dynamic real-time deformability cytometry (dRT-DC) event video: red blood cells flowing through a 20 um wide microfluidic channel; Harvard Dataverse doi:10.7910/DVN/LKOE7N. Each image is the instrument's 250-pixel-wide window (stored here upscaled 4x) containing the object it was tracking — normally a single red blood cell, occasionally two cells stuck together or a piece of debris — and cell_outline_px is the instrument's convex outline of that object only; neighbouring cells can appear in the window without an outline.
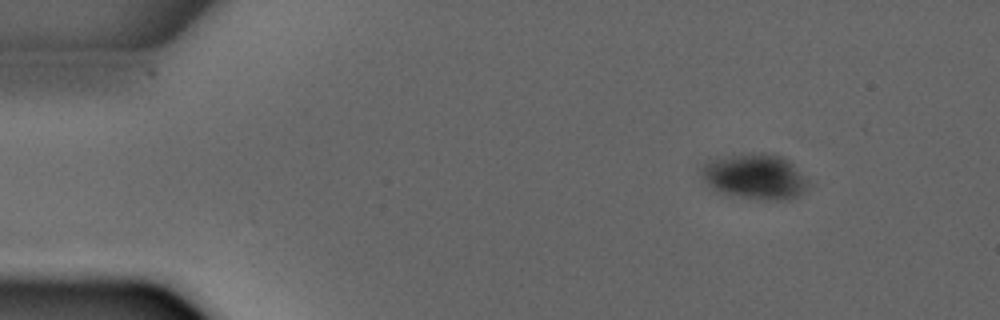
{"species": "common noctule bat (a hibernating species)", "species_latin": "Nyctalus noctula", "temperature_condition": "warm", "stored_images_in_passage": 4, "camera_frame_rate_fps": 3000, "um_per_image_px": 0.085, "animal": {"sex": "male", "forearm_length_mm": 52.5}, "frame": {"image": 1, "passage_image": 1, "time_ms": 0.0, "image_size_px": [1000, 320], "cell_outline_px": [[812, 184], [804, 192], [788, 200], [764, 200], [732, 196], [720, 192], [712, 188], [708, 184], [700, 172], [700, 168], [708, 160], [716, 156], [752, 152], [764, 152], [780, 156], [788, 160]], "centroid_in_image_um": [64.16, 14.99], "position_along_channel_um": 20.8, "area_um2": 28.84}}